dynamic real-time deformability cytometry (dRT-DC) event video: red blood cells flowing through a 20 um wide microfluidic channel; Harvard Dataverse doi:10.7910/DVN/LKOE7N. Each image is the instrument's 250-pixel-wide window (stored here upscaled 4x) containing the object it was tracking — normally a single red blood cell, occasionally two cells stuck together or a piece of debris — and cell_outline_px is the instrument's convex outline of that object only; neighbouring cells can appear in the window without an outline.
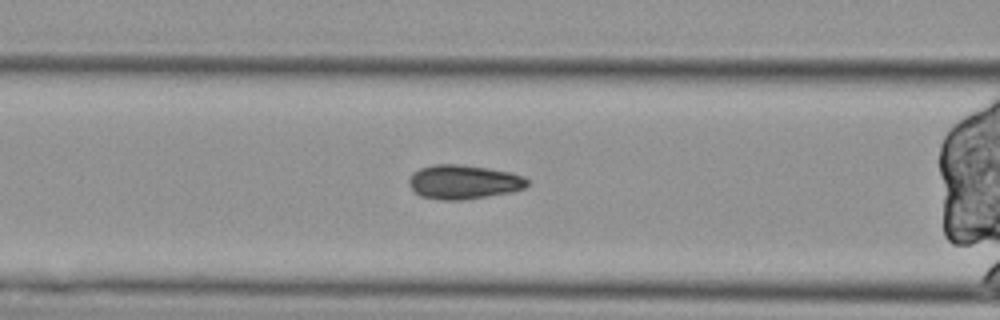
{"species": "Egyptian fruit bat (a non-hibernating species)", "species_latin": "Rousettus aegyptiacus", "temperature_condition": "cold", "stored_images_in_passage": 38, "camera_frame_rate_fps": 3000, "um_per_image_px": 0.085, "animal": {"sex": "female"}, "frame": {"image": 1, "passage_image": 9, "time_ms": 2.667, "image_size_px": [1000, 320], "cell_outline_px": [[528, 184], [524, 188], [512, 192], [464, 200], [440, 200], [420, 196], [408, 184], [408, 176], [412, 172], [420, 168], [432, 164], [456, 164], [488, 168], [508, 172], [524, 176], [528, 180]], "centroid_in_image_um": [39.37, 15.47], "position_along_channel_um": 127.2, "area_um2": 23.7}}
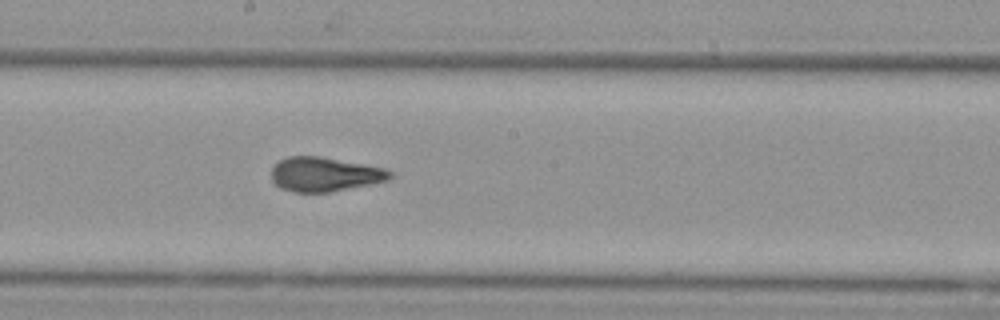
{"frame": {"image": 2, "passage_image": 17, "time_ms": 5.333, "image_size_px": [1000, 320], "cell_outline_px": [[392, 176], [388, 180], [328, 192], [292, 192], [280, 188], [272, 180], [272, 168], [280, 160], [288, 156], [320, 156], [384, 168], [392, 172]], "centroid_in_image_um": [27.56, 14.81], "position_along_channel_um": 220.6, "area_um2": 23.41}}
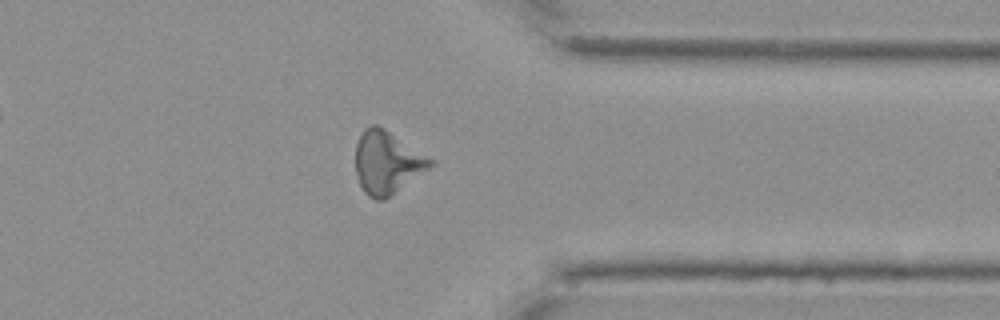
{"frame": {"image": 3, "passage_image": 31, "time_ms": 10.0, "image_size_px": [1000, 320], "cell_outline_px": [[436, 164], [384, 200], [376, 200], [368, 196], [364, 192], [360, 184], [356, 172], [356, 144], [364, 128], [372, 124], [376, 124], [384, 128], [436, 160]], "centroid_in_image_um": [32.93, 13.8], "position_along_channel_um": 378.5, "area_um2": 27.46}}